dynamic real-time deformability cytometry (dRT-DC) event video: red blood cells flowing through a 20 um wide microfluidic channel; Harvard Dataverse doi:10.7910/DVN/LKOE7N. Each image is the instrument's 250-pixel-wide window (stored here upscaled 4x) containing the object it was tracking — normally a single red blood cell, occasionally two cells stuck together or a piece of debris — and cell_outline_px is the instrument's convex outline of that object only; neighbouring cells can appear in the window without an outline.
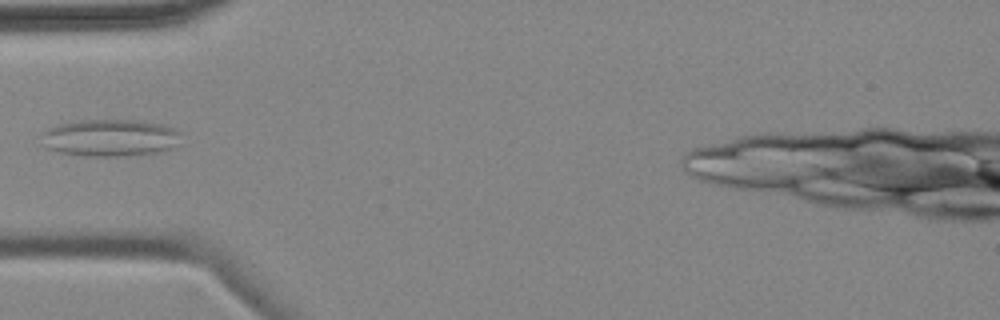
{"species": "common noctule bat (a hibernating species)", "species_latin": "Nyctalus noctula", "temperature_condition": "cold", "stored_images_in_passage": 5, "camera_frame_rate_fps": 3000, "um_per_image_px": 0.085, "animal": {"sex": "female", "body_mass_g": 18.4}, "frame": {"image": 1, "passage_image": 5, "time_ms": 4.667, "image_size_px": [1000, 320], "cell_outline_px": [[184, 144], [176, 148], [164, 152], [124, 156], [84, 156], [60, 152], [44, 148], [44, 132], [48, 128], [56, 124], [80, 120], [140, 120], [164, 124], [180, 132]], "centroid_in_image_um": [9.48, 11.72], "position_along_channel_um": 75.5, "area_um2": 30.92}}